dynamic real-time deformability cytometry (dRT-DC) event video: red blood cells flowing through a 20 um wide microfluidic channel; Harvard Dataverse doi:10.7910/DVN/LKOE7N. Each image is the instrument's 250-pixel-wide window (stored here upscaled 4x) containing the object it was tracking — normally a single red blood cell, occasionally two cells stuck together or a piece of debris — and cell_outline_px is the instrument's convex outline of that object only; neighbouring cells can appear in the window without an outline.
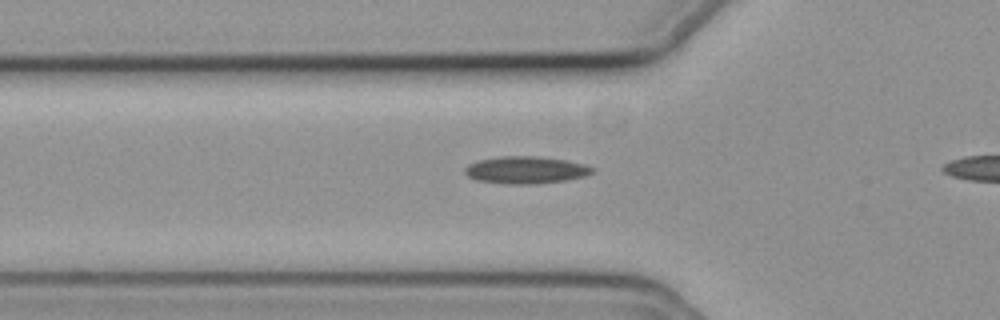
{"species": "common noctule bat (a hibernating species)", "species_latin": "Nyctalus noctula", "temperature_condition": "cold", "stored_images_in_passage": 15, "camera_frame_rate_fps": 3000, "um_per_image_px": 0.085, "animal": {"sex": "female", "body_mass_g": 19.3, "forearm_length_mm": 54.1}, "frame": {"image": 1, "passage_image": 13, "time_ms": 4.0, "image_size_px": [1000, 320], "cell_outline_px": [[592, 172], [584, 176], [564, 180], [532, 184], [508, 184], [476, 180], [468, 176], [464, 172], [464, 168], [468, 164], [476, 160], [500, 156], [536, 156], [564, 160], [584, 164], [592, 168]], "centroid_in_image_um": [44.61, 14.44], "position_along_channel_um": 81.2, "area_um2": 20.06}}